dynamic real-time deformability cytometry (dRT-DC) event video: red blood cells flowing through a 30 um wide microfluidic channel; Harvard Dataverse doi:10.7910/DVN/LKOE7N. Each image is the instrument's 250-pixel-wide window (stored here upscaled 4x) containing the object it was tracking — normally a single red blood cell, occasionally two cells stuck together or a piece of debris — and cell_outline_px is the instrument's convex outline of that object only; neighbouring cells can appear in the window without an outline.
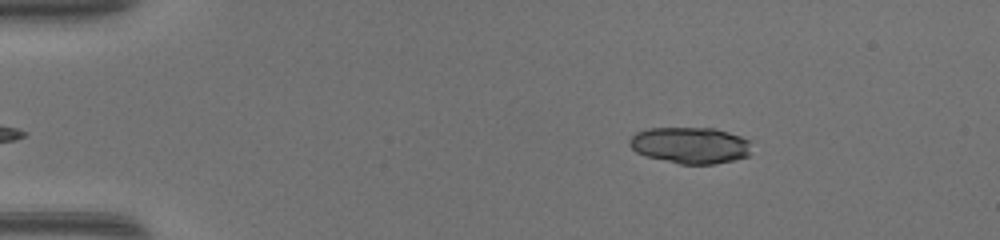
{"species": "common noctule bat (a hibernating species)", "species_latin": "Nyctalus noctula", "temperature_condition": "warm", "stored_images_in_passage": 42, "segment_of_instrument_passage": [1, 2], "camera_frame_rate_fps": 3000, "um_per_image_px": 0.085, "animal": {"sex": "female", "body_mass_g": 17.0, "forearm_length_mm": 48.0}, "frame": {"image": 1, "passage_image": 2, "time_ms": 0.333, "image_size_px": [1000, 240], "cell_outline_px": [[752, 140], [748, 156], [732, 160], [712, 164], [680, 164], [644, 156], [636, 152], [628, 144], [628, 140], [636, 132], [648, 128], [716, 128]], "centroid_in_image_um": [58.66, 12.34], "position_along_channel_um": 26.3, "area_um2": 26.07}}